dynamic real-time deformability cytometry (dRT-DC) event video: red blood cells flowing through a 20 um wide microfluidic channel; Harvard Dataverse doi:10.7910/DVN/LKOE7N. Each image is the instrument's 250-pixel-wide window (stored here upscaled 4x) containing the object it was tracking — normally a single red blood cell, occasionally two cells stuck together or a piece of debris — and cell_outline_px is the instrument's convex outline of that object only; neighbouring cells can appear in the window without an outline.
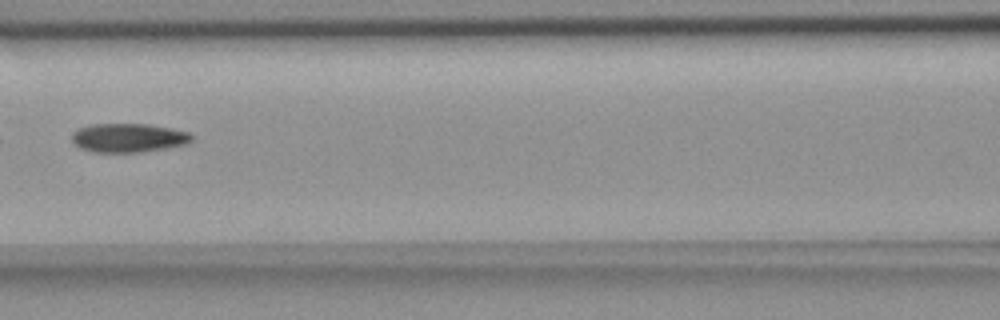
{"species": "common noctule bat (a hibernating species)", "species_latin": "Nyctalus noctula", "temperature_condition": "room temperature", "stored_images_in_passage": 6, "camera_frame_rate_fps": 3000, "um_per_image_px": 0.085, "animal": {"sex": "female", "body_mass_g": 18.4}, "frame": {"image": 1, "passage_image": 3, "time_ms": 2.333, "image_size_px": [1000, 320], "cell_outline_px": [[196, 136], [188, 144], [164, 148], [136, 152], [96, 152], [80, 148], [72, 140], [72, 132], [80, 128], [92, 124], [148, 124], [172, 128], [188, 132]], "centroid_in_image_um": [10.95, 11.7], "position_along_channel_um": 155.6, "area_um2": 20.11}}
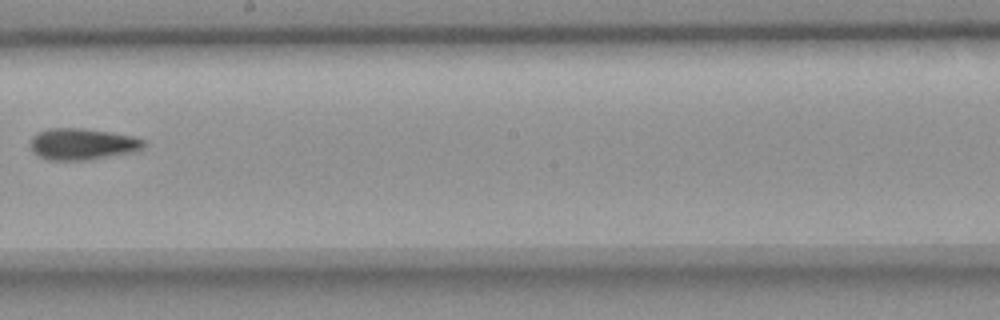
{"frame": {"image": 2, "passage_image": 5, "time_ms": 4.667, "image_size_px": [1000, 320], "cell_outline_px": [[144, 144], [140, 148], [128, 152], [84, 160], [48, 160], [32, 152], [32, 136], [36, 132], [52, 128], [84, 128], [132, 136], [144, 140]], "centroid_in_image_um": [6.92, 12.23], "position_along_channel_um": 241.3, "area_um2": 20.23}}
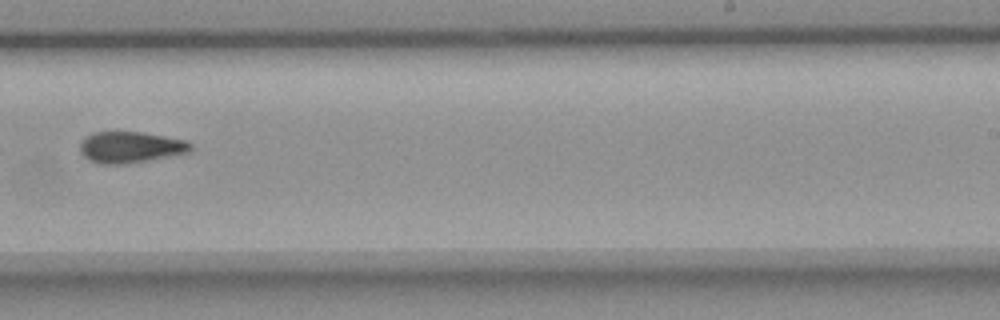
{"frame": {"image": 3, "passage_image": 6, "time_ms": 5.667, "image_size_px": [1000, 320], "cell_outline_px": [[192, 152], [120, 164], [100, 164], [88, 160], [80, 152], [80, 140], [84, 136], [92, 132], [144, 132], [188, 140], [192, 144]], "centroid_in_image_um": [11.07, 12.49], "position_along_channel_um": 277.9, "area_um2": 20.29}}